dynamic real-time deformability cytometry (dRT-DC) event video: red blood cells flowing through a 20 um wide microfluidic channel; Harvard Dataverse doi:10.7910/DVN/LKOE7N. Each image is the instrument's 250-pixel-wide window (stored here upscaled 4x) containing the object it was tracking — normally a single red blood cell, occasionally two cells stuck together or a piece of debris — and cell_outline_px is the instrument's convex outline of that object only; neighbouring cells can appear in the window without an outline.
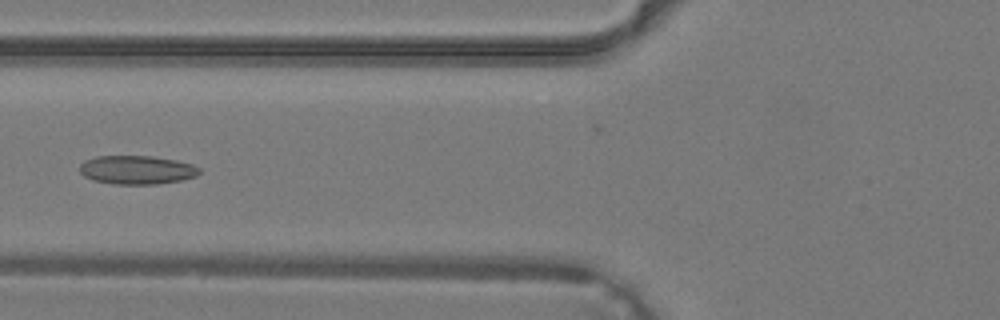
{"species": "common noctule bat (a hibernating species)", "species_latin": "Nyctalus noctula", "temperature_condition": "warm", "stored_images_in_passage": 28, "camera_frame_rate_fps": 3000, "um_per_image_px": 0.085, "animal": {"sex": "male", "body_mass_g": 19.2, "forearm_length_mm": 51.8}, "frame": {"image": 1, "passage_image": 5, "time_ms": 1.333, "image_size_px": [1000, 320], "cell_outline_px": [[200, 172], [196, 176], [180, 180], [156, 184], [112, 184], [92, 180], [84, 176], [80, 172], [80, 164], [84, 160], [96, 156], [152, 156], [176, 160], [192, 164], [200, 168]], "centroid_in_image_um": [11.61, 14.44], "position_along_channel_um": 114.2, "area_um2": 20.06}}
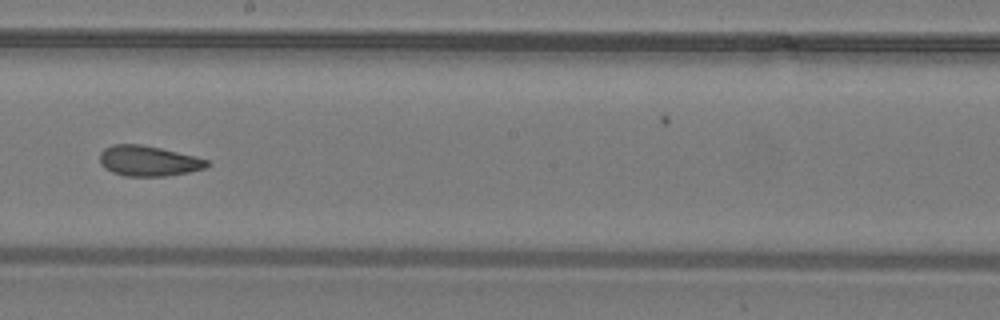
{"frame": {"image": 2, "passage_image": 12, "time_ms": 3.667, "image_size_px": [1000, 320], "cell_outline_px": [[208, 164], [204, 168], [188, 172], [164, 176], [124, 176], [112, 172], [104, 168], [100, 164], [100, 152], [104, 148], [112, 144], [140, 144], [160, 148], [196, 156], [208, 160]], "centroid_in_image_um": [12.57, 13.67], "position_along_channel_um": 235.6, "area_um2": 18.96}}
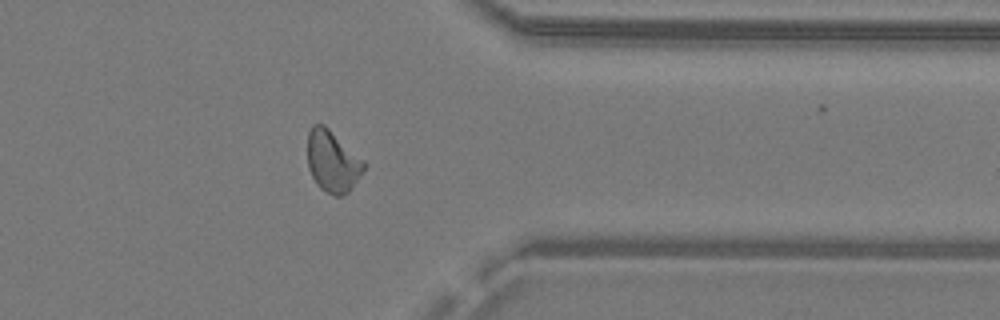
{"frame": {"image": 3, "passage_image": 21, "time_ms": 6.667, "image_size_px": [1000, 320], "cell_outline_px": [[364, 168], [348, 192], [340, 196], [332, 196], [320, 188], [316, 184], [308, 168], [308, 132], [312, 124], [324, 124], [364, 160]], "centroid_in_image_um": [28.23, 13.71], "position_along_channel_um": 383.2, "area_um2": 20.06}}